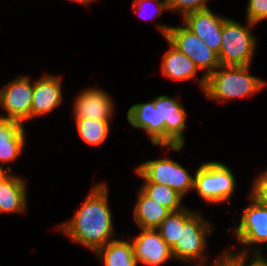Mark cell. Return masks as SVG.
I'll return each instance as SVG.
<instances>
[{"mask_svg":"<svg viewBox=\"0 0 267 266\" xmlns=\"http://www.w3.org/2000/svg\"><path fill=\"white\" fill-rule=\"evenodd\" d=\"M108 188L105 181L96 185L94 183L74 215L54 227L93 254L108 242L117 239Z\"/></svg>","mask_w":267,"mask_h":266,"instance_id":"6da1fadb","label":"cell"},{"mask_svg":"<svg viewBox=\"0 0 267 266\" xmlns=\"http://www.w3.org/2000/svg\"><path fill=\"white\" fill-rule=\"evenodd\" d=\"M251 66L220 65L206 77L204 91L207 99L225 103L251 97L267 87V81L251 74Z\"/></svg>","mask_w":267,"mask_h":266,"instance_id":"7a4b0ae2","label":"cell"},{"mask_svg":"<svg viewBox=\"0 0 267 266\" xmlns=\"http://www.w3.org/2000/svg\"><path fill=\"white\" fill-rule=\"evenodd\" d=\"M249 204L240 213V222L236 227H229L226 230L235 234L237 246L241 250H226L246 257L257 259L263 253V246L267 244V207L260 205L249 194Z\"/></svg>","mask_w":267,"mask_h":266,"instance_id":"3957f363","label":"cell"},{"mask_svg":"<svg viewBox=\"0 0 267 266\" xmlns=\"http://www.w3.org/2000/svg\"><path fill=\"white\" fill-rule=\"evenodd\" d=\"M241 22L227 18L222 27L221 49L218 54L220 65L248 66L252 65L257 48V38L253 30L256 24Z\"/></svg>","mask_w":267,"mask_h":266,"instance_id":"277c9868","label":"cell"},{"mask_svg":"<svg viewBox=\"0 0 267 266\" xmlns=\"http://www.w3.org/2000/svg\"><path fill=\"white\" fill-rule=\"evenodd\" d=\"M194 173V191L202 201L220 205L231 202L237 181L229 166L219 161H208L200 164Z\"/></svg>","mask_w":267,"mask_h":266,"instance_id":"5b68a950","label":"cell"},{"mask_svg":"<svg viewBox=\"0 0 267 266\" xmlns=\"http://www.w3.org/2000/svg\"><path fill=\"white\" fill-rule=\"evenodd\" d=\"M210 223L201 212H196L181 226L180 241L171 248L174 260L193 266H204L207 263V236L214 232Z\"/></svg>","mask_w":267,"mask_h":266,"instance_id":"8992f818","label":"cell"},{"mask_svg":"<svg viewBox=\"0 0 267 266\" xmlns=\"http://www.w3.org/2000/svg\"><path fill=\"white\" fill-rule=\"evenodd\" d=\"M156 26L164 39L190 58L206 77L220 66L218 54L183 23L178 26L157 23Z\"/></svg>","mask_w":267,"mask_h":266,"instance_id":"52a82bcc","label":"cell"},{"mask_svg":"<svg viewBox=\"0 0 267 266\" xmlns=\"http://www.w3.org/2000/svg\"><path fill=\"white\" fill-rule=\"evenodd\" d=\"M165 156L158 159H150L135 166L134 172L142 178V182L167 185L176 190L183 197L194 189V175L179 164Z\"/></svg>","mask_w":267,"mask_h":266,"instance_id":"ba28073f","label":"cell"},{"mask_svg":"<svg viewBox=\"0 0 267 266\" xmlns=\"http://www.w3.org/2000/svg\"><path fill=\"white\" fill-rule=\"evenodd\" d=\"M33 100V81L27 75L16 76L0 89V108L4 111L1 118L18 121L25 126L31 121Z\"/></svg>","mask_w":267,"mask_h":266,"instance_id":"9c48e42d","label":"cell"},{"mask_svg":"<svg viewBox=\"0 0 267 266\" xmlns=\"http://www.w3.org/2000/svg\"><path fill=\"white\" fill-rule=\"evenodd\" d=\"M179 97L160 95L161 121H165V146L166 152L173 150L179 152L185 145L184 132L187 129L188 111L184 108Z\"/></svg>","mask_w":267,"mask_h":266,"instance_id":"30bf717a","label":"cell"},{"mask_svg":"<svg viewBox=\"0 0 267 266\" xmlns=\"http://www.w3.org/2000/svg\"><path fill=\"white\" fill-rule=\"evenodd\" d=\"M127 120L136 129H142L154 146H165V121H161L160 94L154 99L135 103L127 110Z\"/></svg>","mask_w":267,"mask_h":266,"instance_id":"8fae6325","label":"cell"},{"mask_svg":"<svg viewBox=\"0 0 267 266\" xmlns=\"http://www.w3.org/2000/svg\"><path fill=\"white\" fill-rule=\"evenodd\" d=\"M72 109L73 119L112 120L115 102L107 91L99 87H87L75 96Z\"/></svg>","mask_w":267,"mask_h":266,"instance_id":"7c38bea8","label":"cell"},{"mask_svg":"<svg viewBox=\"0 0 267 266\" xmlns=\"http://www.w3.org/2000/svg\"><path fill=\"white\" fill-rule=\"evenodd\" d=\"M139 230V234L130 238L138 265L160 266L169 260H174L171 247L162 239L157 229L139 228Z\"/></svg>","mask_w":267,"mask_h":266,"instance_id":"4fadbf2b","label":"cell"},{"mask_svg":"<svg viewBox=\"0 0 267 266\" xmlns=\"http://www.w3.org/2000/svg\"><path fill=\"white\" fill-rule=\"evenodd\" d=\"M62 75L43 74L33 81V100L31 105V121L47 115L63 103Z\"/></svg>","mask_w":267,"mask_h":266,"instance_id":"5bb4252c","label":"cell"},{"mask_svg":"<svg viewBox=\"0 0 267 266\" xmlns=\"http://www.w3.org/2000/svg\"><path fill=\"white\" fill-rule=\"evenodd\" d=\"M227 16L217 14L211 8L192 12L182 18V23L203 42L219 54L222 42V27Z\"/></svg>","mask_w":267,"mask_h":266,"instance_id":"9a60e30c","label":"cell"},{"mask_svg":"<svg viewBox=\"0 0 267 266\" xmlns=\"http://www.w3.org/2000/svg\"><path fill=\"white\" fill-rule=\"evenodd\" d=\"M169 49L162 56L161 74L173 81L195 80L199 89L203 92L206 85V76L203 74L199 80L197 78L199 68L185 54L174 47L166 38Z\"/></svg>","mask_w":267,"mask_h":266,"instance_id":"2e32d148","label":"cell"},{"mask_svg":"<svg viewBox=\"0 0 267 266\" xmlns=\"http://www.w3.org/2000/svg\"><path fill=\"white\" fill-rule=\"evenodd\" d=\"M26 136L22 123L0 117V164L6 165L12 172V167L7 164L14 163L21 156L26 145Z\"/></svg>","mask_w":267,"mask_h":266,"instance_id":"e0dca14e","label":"cell"},{"mask_svg":"<svg viewBox=\"0 0 267 266\" xmlns=\"http://www.w3.org/2000/svg\"><path fill=\"white\" fill-rule=\"evenodd\" d=\"M27 179L13 173L0 183V213L13 214L27 211Z\"/></svg>","mask_w":267,"mask_h":266,"instance_id":"ac0fdd59","label":"cell"},{"mask_svg":"<svg viewBox=\"0 0 267 266\" xmlns=\"http://www.w3.org/2000/svg\"><path fill=\"white\" fill-rule=\"evenodd\" d=\"M137 200L133 207V220L138 228L156 229L170 214V210L147 196L138 188Z\"/></svg>","mask_w":267,"mask_h":266,"instance_id":"d6986e66","label":"cell"},{"mask_svg":"<svg viewBox=\"0 0 267 266\" xmlns=\"http://www.w3.org/2000/svg\"><path fill=\"white\" fill-rule=\"evenodd\" d=\"M123 238L121 234L120 238L108 242L94 253L103 266H138L132 241Z\"/></svg>","mask_w":267,"mask_h":266,"instance_id":"ffe728a7","label":"cell"},{"mask_svg":"<svg viewBox=\"0 0 267 266\" xmlns=\"http://www.w3.org/2000/svg\"><path fill=\"white\" fill-rule=\"evenodd\" d=\"M81 140L87 145L99 147L109 134L112 120L74 119Z\"/></svg>","mask_w":267,"mask_h":266,"instance_id":"44dd1931","label":"cell"},{"mask_svg":"<svg viewBox=\"0 0 267 266\" xmlns=\"http://www.w3.org/2000/svg\"><path fill=\"white\" fill-rule=\"evenodd\" d=\"M197 212L189 207L180 211L170 212V214L156 228L162 239L172 248L177 241H180L181 226Z\"/></svg>","mask_w":267,"mask_h":266,"instance_id":"7402d4cb","label":"cell"},{"mask_svg":"<svg viewBox=\"0 0 267 266\" xmlns=\"http://www.w3.org/2000/svg\"><path fill=\"white\" fill-rule=\"evenodd\" d=\"M147 196L156 200L171 212L180 211L186 206L182 203L183 196L176 190L158 183L142 182L139 187Z\"/></svg>","mask_w":267,"mask_h":266,"instance_id":"603a6c76","label":"cell"},{"mask_svg":"<svg viewBox=\"0 0 267 266\" xmlns=\"http://www.w3.org/2000/svg\"><path fill=\"white\" fill-rule=\"evenodd\" d=\"M131 7L132 11L135 14H137L140 17L143 16L142 18L145 20L147 19L153 20L154 18L157 19L159 18V16H161L163 12L169 11L168 4L162 0H133ZM149 7H153L154 9L152 8L153 9L152 12H149L152 13L151 15L149 14V16L148 15L146 16V14H144L143 12L149 10Z\"/></svg>","mask_w":267,"mask_h":266,"instance_id":"cb8c5ba5","label":"cell"},{"mask_svg":"<svg viewBox=\"0 0 267 266\" xmlns=\"http://www.w3.org/2000/svg\"><path fill=\"white\" fill-rule=\"evenodd\" d=\"M211 0H168V10L176 12L180 17L209 8Z\"/></svg>","mask_w":267,"mask_h":266,"instance_id":"d4e9b609","label":"cell"},{"mask_svg":"<svg viewBox=\"0 0 267 266\" xmlns=\"http://www.w3.org/2000/svg\"><path fill=\"white\" fill-rule=\"evenodd\" d=\"M212 260L204 266H250L256 259L253 257L239 256L224 249L217 258Z\"/></svg>","mask_w":267,"mask_h":266,"instance_id":"484cf974","label":"cell"},{"mask_svg":"<svg viewBox=\"0 0 267 266\" xmlns=\"http://www.w3.org/2000/svg\"><path fill=\"white\" fill-rule=\"evenodd\" d=\"M250 186L248 194L260 205L267 207V168L254 177Z\"/></svg>","mask_w":267,"mask_h":266,"instance_id":"4316f807","label":"cell"},{"mask_svg":"<svg viewBox=\"0 0 267 266\" xmlns=\"http://www.w3.org/2000/svg\"><path fill=\"white\" fill-rule=\"evenodd\" d=\"M246 20L253 24H260L267 20V0H248L246 7Z\"/></svg>","mask_w":267,"mask_h":266,"instance_id":"83f0119b","label":"cell"},{"mask_svg":"<svg viewBox=\"0 0 267 266\" xmlns=\"http://www.w3.org/2000/svg\"><path fill=\"white\" fill-rule=\"evenodd\" d=\"M13 172L8 168L0 164V183L7 179Z\"/></svg>","mask_w":267,"mask_h":266,"instance_id":"f1b7e54d","label":"cell"},{"mask_svg":"<svg viewBox=\"0 0 267 266\" xmlns=\"http://www.w3.org/2000/svg\"><path fill=\"white\" fill-rule=\"evenodd\" d=\"M69 1H72V2H77L79 4H82V5H85V6H89V4L91 5L92 2H95L96 0H69Z\"/></svg>","mask_w":267,"mask_h":266,"instance_id":"f546056e","label":"cell"},{"mask_svg":"<svg viewBox=\"0 0 267 266\" xmlns=\"http://www.w3.org/2000/svg\"><path fill=\"white\" fill-rule=\"evenodd\" d=\"M256 260H257L262 266H267V258L264 256V253H262Z\"/></svg>","mask_w":267,"mask_h":266,"instance_id":"4dcf8cb0","label":"cell"},{"mask_svg":"<svg viewBox=\"0 0 267 266\" xmlns=\"http://www.w3.org/2000/svg\"><path fill=\"white\" fill-rule=\"evenodd\" d=\"M250 266H262L257 260H255Z\"/></svg>","mask_w":267,"mask_h":266,"instance_id":"1f68e13d","label":"cell"}]
</instances>
